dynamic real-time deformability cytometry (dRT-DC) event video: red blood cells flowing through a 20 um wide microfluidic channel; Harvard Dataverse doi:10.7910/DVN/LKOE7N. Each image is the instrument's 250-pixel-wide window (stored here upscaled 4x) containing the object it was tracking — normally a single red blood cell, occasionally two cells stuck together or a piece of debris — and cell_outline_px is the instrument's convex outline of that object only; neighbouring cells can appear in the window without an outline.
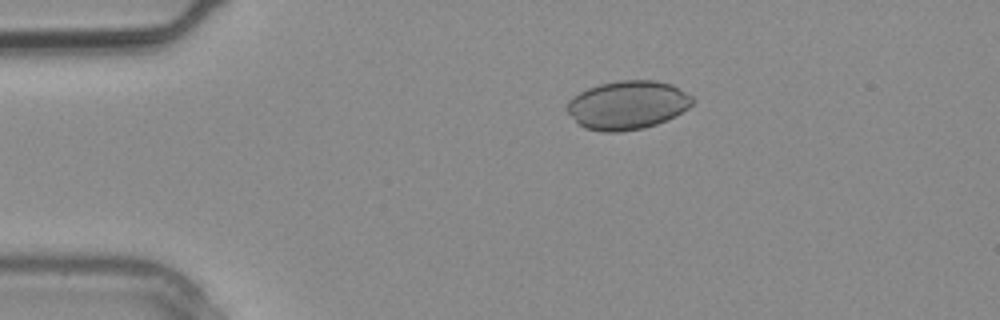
{"species": "common noctule bat (a hibernating species)", "species_latin": "Nyctalus noctula", "temperature_condition": "warm", "stored_images_in_passage": 2, "camera_frame_rate_fps": 3000, "um_per_image_px": 0.085, "animal": {"sex": "male", "body_mass_g": 20.4}, "frame": {"image": 1, "passage_image": 1, "time_ms": 0.0, "image_size_px": [1000, 320], "cell_outline_px": [[696, 100], [688, 108], [676, 116], [656, 124], [644, 128], [620, 132], [604, 132], [584, 128], [564, 108], [568, 100], [572, 96], [588, 88], [600, 84], [620, 80], [656, 80], [672, 84], [692, 96]], "centroid_in_image_um": [53.34, 8.92], "position_along_channel_um": 31.7, "area_um2": 35.72}}